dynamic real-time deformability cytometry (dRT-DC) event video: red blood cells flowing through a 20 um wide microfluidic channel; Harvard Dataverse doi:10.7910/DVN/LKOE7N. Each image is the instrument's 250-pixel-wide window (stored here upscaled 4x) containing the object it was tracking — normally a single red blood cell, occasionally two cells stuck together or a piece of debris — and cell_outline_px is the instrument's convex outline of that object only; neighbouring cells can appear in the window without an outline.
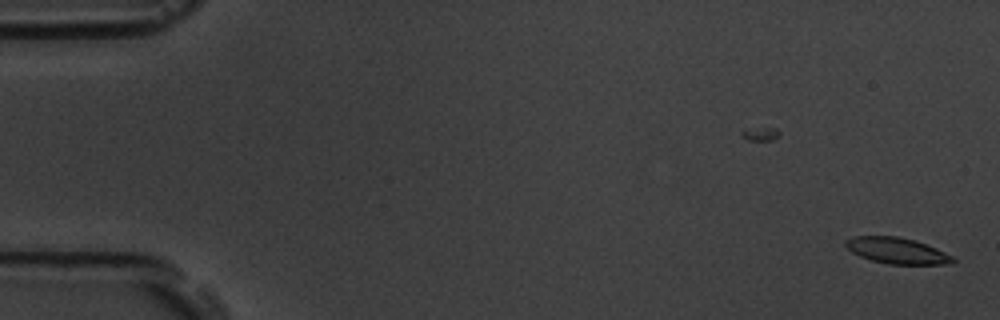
{"species": "common noctule bat (a hibernating species)", "species_latin": "Nyctalus noctula", "temperature_condition": "room temperature", "stored_images_in_passage": 11, "camera_frame_rate_fps": 3000, "um_per_image_px": 0.085, "animal": {"sex": "male", "body_mass_g": 19.5, "forearm_length_mm": 54.6}, "frame": {"image": 1, "passage_image": 2, "time_ms": 0.333, "image_size_px": [1000, 320], "cell_outline_px": [[956, 260], [952, 264], [888, 264], [872, 260], [860, 256], [852, 252], [844, 244], [844, 240], [852, 236], [896, 236], [912, 240], [936, 248], [952, 256]], "centroid_in_image_um": [76.21, 21.31], "position_along_channel_um": 8.8, "area_um2": 16.13}}